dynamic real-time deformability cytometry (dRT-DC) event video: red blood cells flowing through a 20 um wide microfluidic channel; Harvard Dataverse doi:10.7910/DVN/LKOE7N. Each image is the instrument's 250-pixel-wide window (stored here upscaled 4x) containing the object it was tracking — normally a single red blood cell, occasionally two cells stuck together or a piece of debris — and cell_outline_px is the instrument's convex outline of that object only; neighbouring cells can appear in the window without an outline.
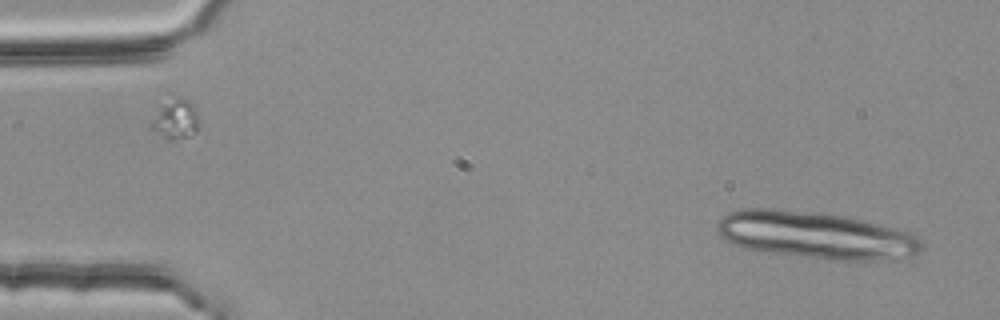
{"species": "common noctule bat (a hibernating species)", "species_latin": "Nyctalus noctula", "temperature_condition": "room temperature", "stored_images_in_passage": 6, "camera_frame_rate_fps": 3000, "um_per_image_px": 0.085, "animal": {"sex": "female", "body_mass_g": 25.1}, "frame": {"image": 1, "passage_image": 6, "time_ms": 1.667, "image_size_px": [1000, 320], "cell_outline_px": [[928, 248], [912, 256], [872, 260], [848, 260], [756, 252], [732, 244], [724, 240], [716, 228], [716, 224], [728, 212], [740, 208], [768, 208], [844, 216], [860, 220], [904, 232], [916, 236]], "centroid_in_image_um": [69.25, 20.0], "position_along_channel_um": 15.7, "area_um2": 55.55}}